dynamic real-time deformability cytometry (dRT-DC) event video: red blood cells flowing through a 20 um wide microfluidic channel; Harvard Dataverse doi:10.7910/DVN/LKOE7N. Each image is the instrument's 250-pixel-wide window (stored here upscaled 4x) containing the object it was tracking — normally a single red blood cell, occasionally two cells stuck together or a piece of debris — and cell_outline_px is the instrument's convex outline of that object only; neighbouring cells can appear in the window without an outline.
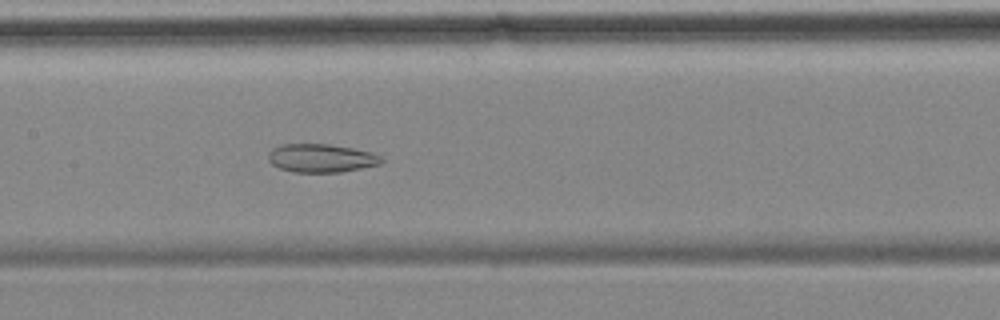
{"species": "common noctule bat (a hibernating species)", "species_latin": "Nyctalus noctula", "temperature_condition": "cold", "stored_images_in_passage": 57, "camera_frame_rate_fps": 3000, "um_per_image_px": 0.085, "animal": {"sex": "female", "body_mass_g": 18.4}, "frame": {"image": 1, "passage_image": 27, "time_ms": 8.667, "image_size_px": [1000, 320], "cell_outline_px": [[384, 160], [380, 164], [340, 172], [292, 172], [280, 168], [272, 164], [268, 160], [268, 152], [272, 148], [280, 144], [328, 144], [352, 148], [372, 152], [380, 156]], "centroid_in_image_um": [27.27, 13.43], "position_along_channel_um": 180.1, "area_um2": 18.73}}
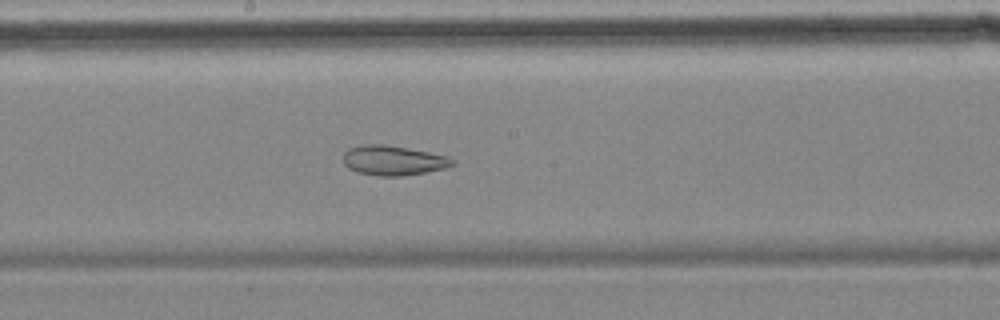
{"frame": {"image": 2, "passage_image": 30, "time_ms": 9.667, "image_size_px": [1000, 320], "cell_outline_px": [[456, 164], [448, 168], [400, 176], [380, 176], [356, 172], [348, 168], [344, 164], [344, 152], [348, 148], [360, 144], [384, 144], [408, 148], [448, 156], [456, 160]], "centroid_in_image_um": [33.44, 13.63], "position_along_channel_um": 214.8, "area_um2": 19.13}}
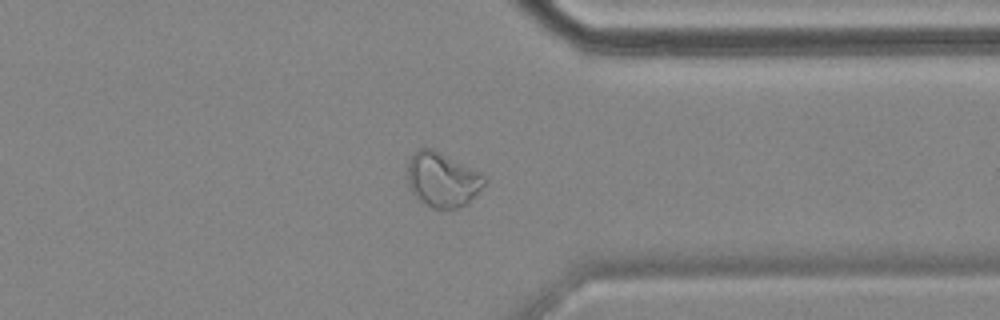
{"frame": {"image": 3, "passage_image": 44, "time_ms": 14.333, "image_size_px": [1000, 320], "cell_outline_px": [[488, 180], [468, 204], [456, 208], [432, 208], [424, 204], [412, 192], [408, 184], [408, 160], [420, 148], [432, 148], [480, 172]], "centroid_in_image_um": [37.62, 15.28], "position_along_channel_um": 373.8, "area_um2": 24.33}, "authors_computed_cell_mechanics": {"area_um2": 25.8366, "velocity_mm_per_s": 3.4886, "shape_relaxation_time_tau1_ms": null, "shape_relaxation_time_tau2_ms": 2.5918, "deformation_change_tau1": null, "deformation_change_tau2": 0.0893}}